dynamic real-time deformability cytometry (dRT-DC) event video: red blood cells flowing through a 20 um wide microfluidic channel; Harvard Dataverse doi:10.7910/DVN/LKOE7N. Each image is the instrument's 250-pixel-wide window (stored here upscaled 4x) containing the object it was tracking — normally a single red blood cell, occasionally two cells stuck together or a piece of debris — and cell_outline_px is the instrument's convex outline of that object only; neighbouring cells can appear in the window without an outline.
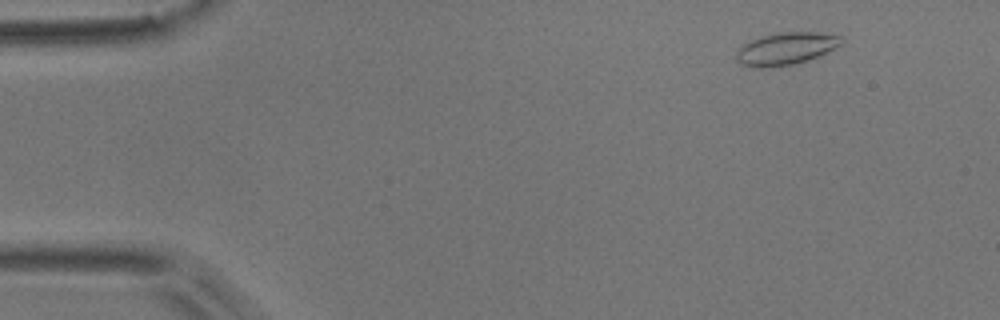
{"species": "common noctule bat (a hibernating species)", "species_latin": "Nyctalus noctula", "temperature_condition": "room temperature", "stored_images_in_passage": 6, "camera_frame_rate_fps": 3000, "um_per_image_px": 0.085, "animal": {"sex": "male", "body_mass_g": 17.9}, "frame": {"image": 1, "passage_image": 1, "time_ms": 0.0, "image_size_px": [1000, 320], "cell_outline_px": [[844, 44], [808, 60], [792, 64], [768, 68], [752, 68], [740, 64], [736, 56], [736, 48], [740, 44], [760, 36], [780, 32], [820, 32], [844, 36]], "centroid_in_image_um": [66.78, 4.12], "position_along_channel_um": 18.2, "area_um2": 20.29}}
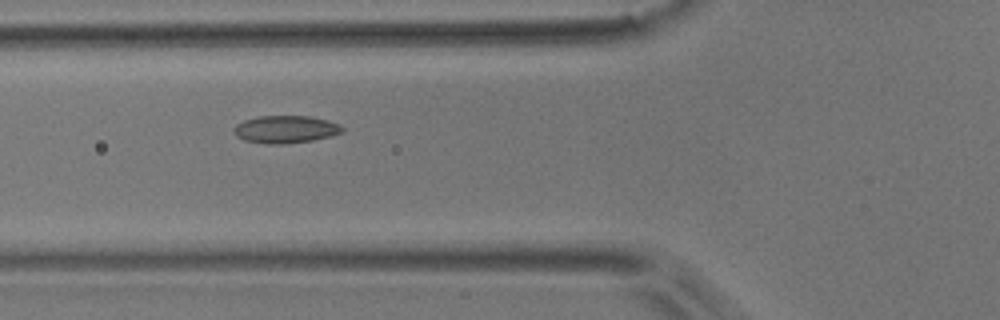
{"frame": {"image": 2, "passage_image": 5, "time_ms": 1.333, "image_size_px": [1000, 320], "cell_outline_px": [[344, 132], [332, 136], [312, 140], [284, 144], [264, 144], [244, 140], [236, 136], [232, 132], [232, 128], [236, 124], [244, 120], [260, 116], [312, 116], [328, 120], [340, 124], [344, 128]], "centroid_in_image_um": [24.27, 10.99], "position_along_channel_um": 101.5, "area_um2": 17.69}}
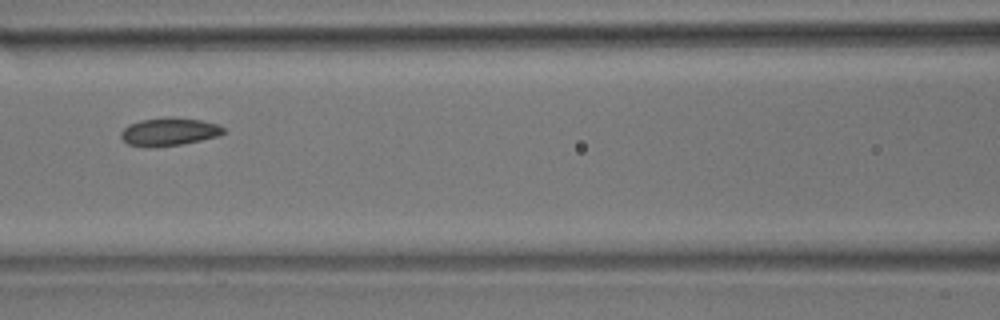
{"frame": {"image": 3, "passage_image": 6, "time_ms": 1.667, "image_size_px": [1000, 320], "cell_outline_px": [[224, 132], [220, 136], [180, 144], [148, 148], [128, 144], [120, 136], [120, 132], [128, 124], [140, 120], [168, 116], [176, 116], [200, 120], [216, 124], [224, 128]], "centroid_in_image_um": [14.34, 11.18], "position_along_channel_um": 152.3, "area_um2": 16.88}}